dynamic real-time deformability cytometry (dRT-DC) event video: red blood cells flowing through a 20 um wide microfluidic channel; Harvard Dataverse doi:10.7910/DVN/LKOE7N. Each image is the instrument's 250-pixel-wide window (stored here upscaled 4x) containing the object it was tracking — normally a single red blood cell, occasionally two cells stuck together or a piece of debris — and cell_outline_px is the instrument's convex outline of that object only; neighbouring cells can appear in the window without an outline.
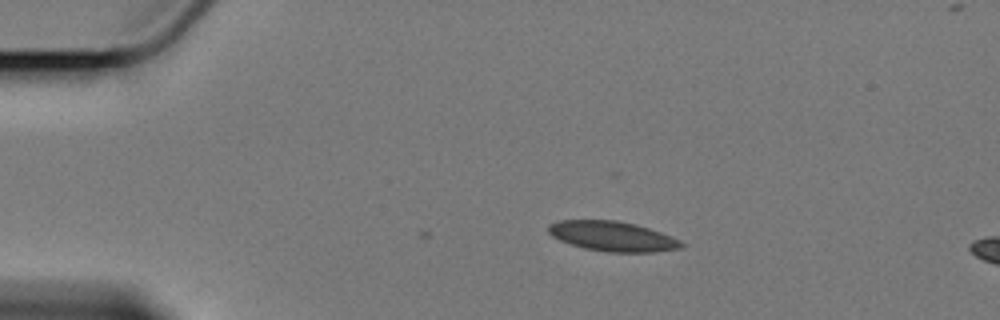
{"species": "Egyptian fruit bat (a non-hibernating species)", "species_latin": "Rousettus aegyptiacus", "temperature_condition": "cold", "stored_images_in_passage": 4, "camera_frame_rate_fps": 3000, "um_per_image_px": 0.085, "animal": {"sex": "female"}, "frame": {"image": 1, "passage_image": 4, "time_ms": 1.0, "image_size_px": [1000, 320], "cell_outline_px": [[688, 244], [684, 248], [656, 252], [604, 252], [584, 248], [560, 240], [552, 236], [548, 232], [548, 224], [560, 220], [616, 220], [636, 224], [672, 236]], "centroid_in_image_um": [52.12, 20.09], "position_along_channel_um": 32.9, "area_um2": 23.41}}